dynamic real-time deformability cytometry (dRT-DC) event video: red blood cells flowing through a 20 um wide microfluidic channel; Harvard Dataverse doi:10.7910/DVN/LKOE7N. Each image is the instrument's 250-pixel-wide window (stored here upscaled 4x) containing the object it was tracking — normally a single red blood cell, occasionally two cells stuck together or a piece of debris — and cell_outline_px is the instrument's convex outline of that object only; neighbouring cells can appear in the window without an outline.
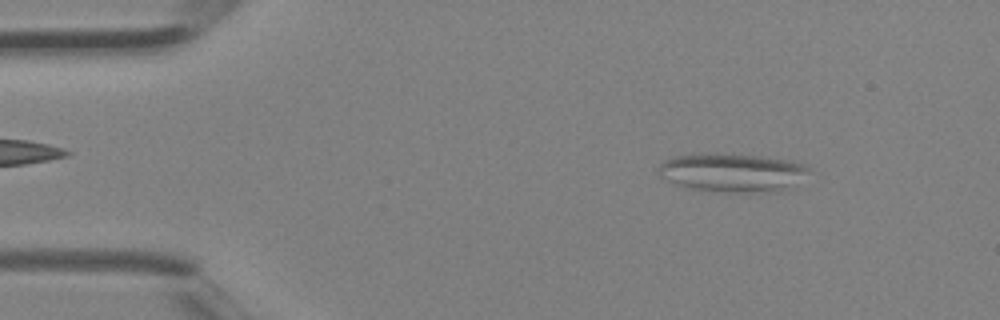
{"species": "Egyptian fruit bat (a non-hibernating species)", "species_latin": "Rousettus aegyptiacus", "temperature_condition": "room temperature", "stored_images_in_passage": 2, "camera_frame_rate_fps": 3000, "um_per_image_px": 0.085, "animal": {"sex": "female"}, "frame": {"image": 1, "passage_image": 1, "time_ms": 0.0, "image_size_px": [1000, 320], "cell_outline_px": [[812, 172], [796, 188], [752, 192], [732, 192], [692, 188], [668, 180], [660, 176], [656, 172], [656, 168], [664, 160], [676, 156], [716, 152], [760, 156], [788, 160], [804, 164]], "centroid_in_image_um": [62.32, 14.65], "position_along_channel_um": 22.7, "area_um2": 34.04}}